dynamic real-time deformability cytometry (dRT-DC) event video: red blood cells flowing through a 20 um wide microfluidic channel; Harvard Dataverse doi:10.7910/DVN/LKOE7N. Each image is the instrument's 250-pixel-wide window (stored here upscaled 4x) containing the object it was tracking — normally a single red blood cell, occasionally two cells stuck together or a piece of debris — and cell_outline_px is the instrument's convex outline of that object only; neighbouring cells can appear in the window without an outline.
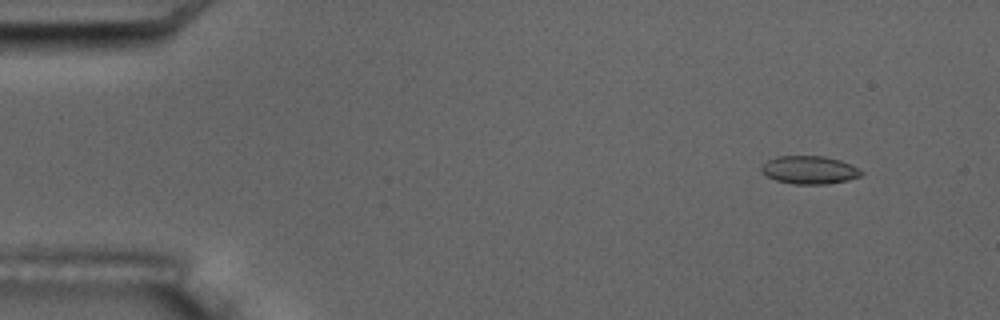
{"species": "common noctule bat (a hibernating species)", "species_latin": "Nyctalus noctula", "temperature_condition": "room temperature", "stored_images_in_passage": 4, "camera_frame_rate_fps": 3000, "um_per_image_px": 0.085, "animal": {"sex": "male", "body_mass_g": 17.5, "forearm_length_mm": 52.3}, "frame": {"image": 1, "passage_image": 1, "time_ms": 0.0, "image_size_px": [1000, 320], "cell_outline_px": [[864, 172], [860, 176], [848, 180], [828, 184], [792, 184], [776, 180], [760, 172], [760, 168], [768, 160], [776, 156], [824, 156], [840, 160], [852, 164], [860, 168]], "centroid_in_image_um": [68.82, 14.44], "position_along_channel_um": 16.2, "area_um2": 16.47}}